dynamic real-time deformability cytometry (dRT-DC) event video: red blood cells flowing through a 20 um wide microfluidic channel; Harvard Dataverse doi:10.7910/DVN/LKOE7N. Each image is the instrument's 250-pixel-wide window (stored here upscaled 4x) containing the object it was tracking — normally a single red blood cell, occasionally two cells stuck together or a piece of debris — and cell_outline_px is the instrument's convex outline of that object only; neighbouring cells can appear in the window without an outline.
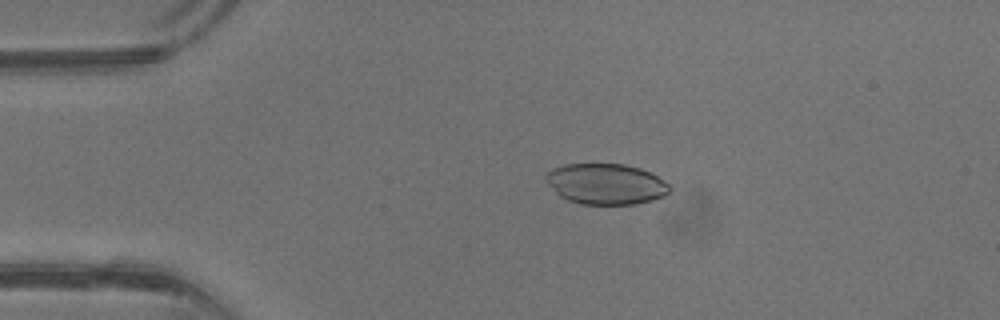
{"species": "common noctule bat (a hibernating species)", "species_latin": "Nyctalus noctula", "temperature_condition": "warm", "stored_images_in_passage": 41, "camera_frame_rate_fps": 3000, "um_per_image_px": 0.085, "animal": {"sex": "male", "body_mass_g": 13.3}, "frame": {"image": 1, "passage_image": 8, "time_ms": 2.333, "image_size_px": [1000, 320], "cell_outline_px": [[672, 188], [664, 196], [652, 200], [632, 204], [580, 204], [568, 200], [560, 196], [548, 184], [544, 176], [548, 172], [564, 164], [624, 164], [640, 168], [664, 180]], "centroid_in_image_um": [51.5, 15.64], "position_along_channel_um": 33.5, "area_um2": 29.19}}
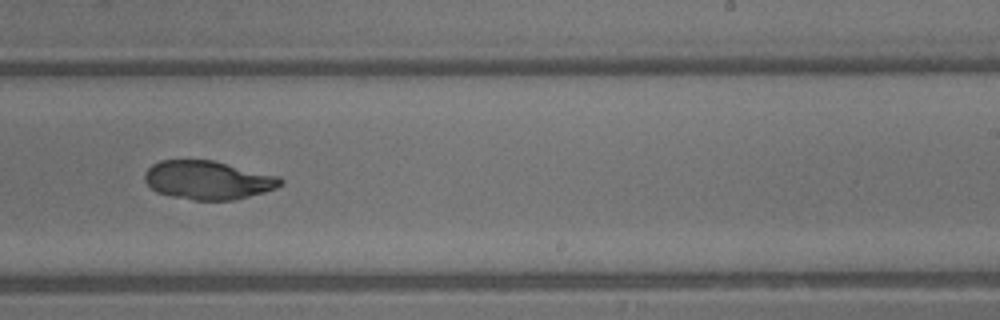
{"frame": {"image": 2, "passage_image": 25, "time_ms": 8.0, "image_size_px": [1000, 320], "cell_outline_px": [[284, 184], [276, 188], [264, 192], [232, 200], [196, 200], [172, 196], [156, 192], [144, 180], [144, 172], [152, 164], [160, 160], [212, 160], [280, 176], [284, 180]], "centroid_in_image_um": [17.69, 15.3], "position_along_channel_um": 271.3, "area_um2": 30.58}}
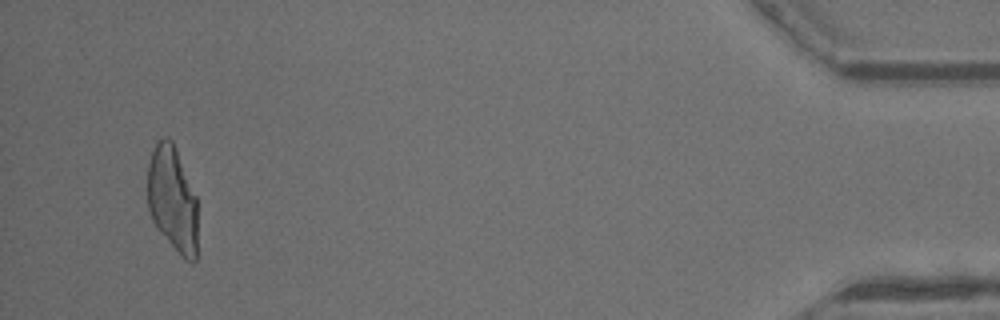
{"frame": {"image": 3, "passage_image": 39, "time_ms": 12.667, "image_size_px": [1000, 320], "cell_outline_px": [[196, 260], [192, 264], [180, 256], [160, 232], [152, 220], [148, 208], [148, 164], [152, 152], [156, 144], [164, 136], [168, 136], [172, 140], [196, 196]], "centroid_in_image_um": [14.65, 16.95], "position_along_channel_um": 420.5, "area_um2": 30.63}}